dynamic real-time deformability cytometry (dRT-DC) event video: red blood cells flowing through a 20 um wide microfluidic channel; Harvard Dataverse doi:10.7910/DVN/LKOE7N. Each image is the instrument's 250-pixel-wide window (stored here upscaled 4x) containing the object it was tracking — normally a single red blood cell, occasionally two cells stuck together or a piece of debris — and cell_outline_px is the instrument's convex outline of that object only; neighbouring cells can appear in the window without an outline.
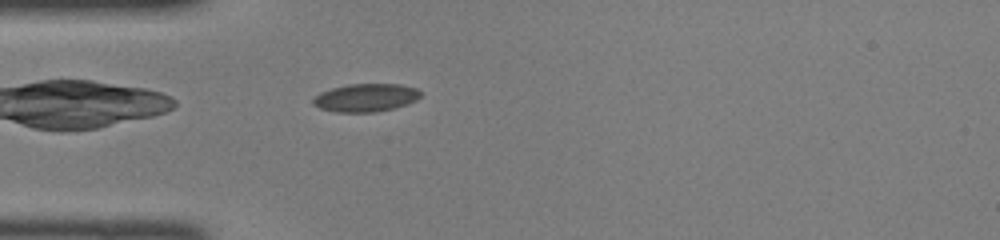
{"species": "common noctule bat (a hibernating species)", "species_latin": "Nyctalus noctula", "temperature_condition": "room temperature", "stored_images_in_passage": 32, "camera_frame_rate_fps": 3000, "um_per_image_px": 0.085, "animal": {"sex": "female", "body_mass_g": 22.0, "forearm_length_mm": 56.7}, "frame": {"image": 1, "passage_image": 1, "time_ms": 0.0, "image_size_px": [1000, 240], "cell_outline_px": [[420, 96], [416, 100], [408, 104], [376, 112], [336, 112], [320, 108], [312, 104], [312, 100], [320, 92], [332, 88], [348, 84], [400, 84], [416, 88], [420, 92]], "centroid_in_image_um": [31.08, 8.3], "position_along_channel_um": 53.9, "area_um2": 17.51}}
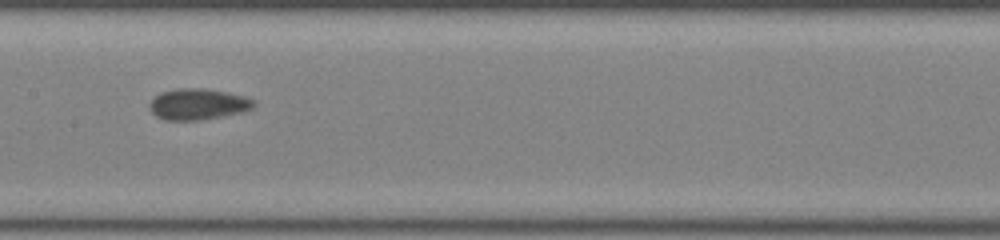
{"frame": {"image": 2, "passage_image": 11, "time_ms": 3.333, "image_size_px": [1000, 240], "cell_outline_px": [[256, 104], [252, 108], [240, 112], [200, 120], [164, 120], [156, 116], [152, 112], [148, 104], [160, 92], [176, 88], [208, 88], [244, 96], [252, 100]], "centroid_in_image_um": [16.79, 8.84], "position_along_channel_um": 190.6, "area_um2": 18.79}}
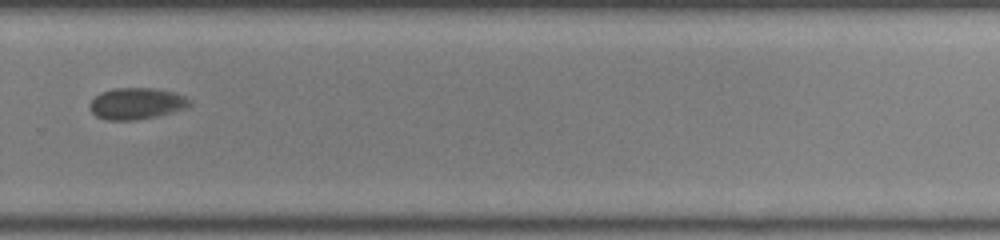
{"frame": {"image": 3, "passage_image": 20, "time_ms": 6.333, "image_size_px": [1000, 240], "cell_outline_px": [[192, 104], [188, 108], [160, 116], [136, 120], [104, 120], [96, 116], [88, 108], [88, 104], [100, 92], [112, 88], [156, 88], [172, 92], [184, 96], [192, 100]], "centroid_in_image_um": [11.61, 8.81], "position_along_channel_um": 318.2, "area_um2": 18.73}}